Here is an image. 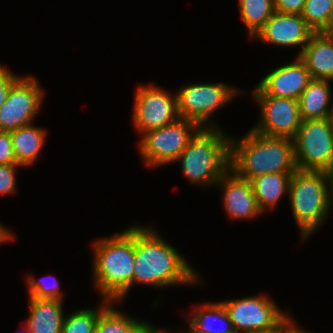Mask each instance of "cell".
I'll use <instances>...</instances> for the list:
<instances>
[{
  "label": "cell",
  "instance_id": "obj_5",
  "mask_svg": "<svg viewBox=\"0 0 333 333\" xmlns=\"http://www.w3.org/2000/svg\"><path fill=\"white\" fill-rule=\"evenodd\" d=\"M331 173L297 169L291 176L288 196L301 238L305 240L322 225L329 213Z\"/></svg>",
  "mask_w": 333,
  "mask_h": 333
},
{
  "label": "cell",
  "instance_id": "obj_22",
  "mask_svg": "<svg viewBox=\"0 0 333 333\" xmlns=\"http://www.w3.org/2000/svg\"><path fill=\"white\" fill-rule=\"evenodd\" d=\"M240 17L247 27L249 35L256 33L274 14V0H239Z\"/></svg>",
  "mask_w": 333,
  "mask_h": 333
},
{
  "label": "cell",
  "instance_id": "obj_10",
  "mask_svg": "<svg viewBox=\"0 0 333 333\" xmlns=\"http://www.w3.org/2000/svg\"><path fill=\"white\" fill-rule=\"evenodd\" d=\"M43 97L44 90L35 77H20L11 86L7 99L0 107V131L11 132L32 124Z\"/></svg>",
  "mask_w": 333,
  "mask_h": 333
},
{
  "label": "cell",
  "instance_id": "obj_1",
  "mask_svg": "<svg viewBox=\"0 0 333 333\" xmlns=\"http://www.w3.org/2000/svg\"><path fill=\"white\" fill-rule=\"evenodd\" d=\"M133 285L166 287L199 283L198 274L171 244L151 227L134 225Z\"/></svg>",
  "mask_w": 333,
  "mask_h": 333
},
{
  "label": "cell",
  "instance_id": "obj_29",
  "mask_svg": "<svg viewBox=\"0 0 333 333\" xmlns=\"http://www.w3.org/2000/svg\"><path fill=\"white\" fill-rule=\"evenodd\" d=\"M20 77L11 73L4 66L0 64V107L4 104L7 99L8 93L11 86L19 79Z\"/></svg>",
  "mask_w": 333,
  "mask_h": 333
},
{
  "label": "cell",
  "instance_id": "obj_6",
  "mask_svg": "<svg viewBox=\"0 0 333 333\" xmlns=\"http://www.w3.org/2000/svg\"><path fill=\"white\" fill-rule=\"evenodd\" d=\"M297 168L333 174L331 118L302 121L293 138Z\"/></svg>",
  "mask_w": 333,
  "mask_h": 333
},
{
  "label": "cell",
  "instance_id": "obj_8",
  "mask_svg": "<svg viewBox=\"0 0 333 333\" xmlns=\"http://www.w3.org/2000/svg\"><path fill=\"white\" fill-rule=\"evenodd\" d=\"M239 92L224 83L188 84L175 93L179 118L197 122L202 128H216L208 121L210 115Z\"/></svg>",
  "mask_w": 333,
  "mask_h": 333
},
{
  "label": "cell",
  "instance_id": "obj_38",
  "mask_svg": "<svg viewBox=\"0 0 333 333\" xmlns=\"http://www.w3.org/2000/svg\"><path fill=\"white\" fill-rule=\"evenodd\" d=\"M331 119H332V122H333V108H332Z\"/></svg>",
  "mask_w": 333,
  "mask_h": 333
},
{
  "label": "cell",
  "instance_id": "obj_36",
  "mask_svg": "<svg viewBox=\"0 0 333 333\" xmlns=\"http://www.w3.org/2000/svg\"><path fill=\"white\" fill-rule=\"evenodd\" d=\"M325 32L333 39V20L330 27Z\"/></svg>",
  "mask_w": 333,
  "mask_h": 333
},
{
  "label": "cell",
  "instance_id": "obj_13",
  "mask_svg": "<svg viewBox=\"0 0 333 333\" xmlns=\"http://www.w3.org/2000/svg\"><path fill=\"white\" fill-rule=\"evenodd\" d=\"M312 80L305 63L295 58L293 63L278 66L257 84L253 96H274L299 100Z\"/></svg>",
  "mask_w": 333,
  "mask_h": 333
},
{
  "label": "cell",
  "instance_id": "obj_34",
  "mask_svg": "<svg viewBox=\"0 0 333 333\" xmlns=\"http://www.w3.org/2000/svg\"><path fill=\"white\" fill-rule=\"evenodd\" d=\"M333 206V174H331V178L329 180V188H328V209Z\"/></svg>",
  "mask_w": 333,
  "mask_h": 333
},
{
  "label": "cell",
  "instance_id": "obj_9",
  "mask_svg": "<svg viewBox=\"0 0 333 333\" xmlns=\"http://www.w3.org/2000/svg\"><path fill=\"white\" fill-rule=\"evenodd\" d=\"M222 303L237 333L273 330L288 317L266 295L248 296Z\"/></svg>",
  "mask_w": 333,
  "mask_h": 333
},
{
  "label": "cell",
  "instance_id": "obj_2",
  "mask_svg": "<svg viewBox=\"0 0 333 333\" xmlns=\"http://www.w3.org/2000/svg\"><path fill=\"white\" fill-rule=\"evenodd\" d=\"M230 169L249 181L267 173L293 174L298 169L293 139L253 129L238 141L231 137Z\"/></svg>",
  "mask_w": 333,
  "mask_h": 333
},
{
  "label": "cell",
  "instance_id": "obj_17",
  "mask_svg": "<svg viewBox=\"0 0 333 333\" xmlns=\"http://www.w3.org/2000/svg\"><path fill=\"white\" fill-rule=\"evenodd\" d=\"M27 325L32 333H61L63 321L62 301L29 298Z\"/></svg>",
  "mask_w": 333,
  "mask_h": 333
},
{
  "label": "cell",
  "instance_id": "obj_3",
  "mask_svg": "<svg viewBox=\"0 0 333 333\" xmlns=\"http://www.w3.org/2000/svg\"><path fill=\"white\" fill-rule=\"evenodd\" d=\"M93 245L94 287L104 299L122 301L133 286L134 226Z\"/></svg>",
  "mask_w": 333,
  "mask_h": 333
},
{
  "label": "cell",
  "instance_id": "obj_24",
  "mask_svg": "<svg viewBox=\"0 0 333 333\" xmlns=\"http://www.w3.org/2000/svg\"><path fill=\"white\" fill-rule=\"evenodd\" d=\"M301 17L314 32H325L333 20V0H306Z\"/></svg>",
  "mask_w": 333,
  "mask_h": 333
},
{
  "label": "cell",
  "instance_id": "obj_21",
  "mask_svg": "<svg viewBox=\"0 0 333 333\" xmlns=\"http://www.w3.org/2000/svg\"><path fill=\"white\" fill-rule=\"evenodd\" d=\"M292 174L267 173L251 179L254 195L259 209L274 208L283 194L289 193Z\"/></svg>",
  "mask_w": 333,
  "mask_h": 333
},
{
  "label": "cell",
  "instance_id": "obj_30",
  "mask_svg": "<svg viewBox=\"0 0 333 333\" xmlns=\"http://www.w3.org/2000/svg\"><path fill=\"white\" fill-rule=\"evenodd\" d=\"M306 0H274V9L280 13L301 14Z\"/></svg>",
  "mask_w": 333,
  "mask_h": 333
},
{
  "label": "cell",
  "instance_id": "obj_4",
  "mask_svg": "<svg viewBox=\"0 0 333 333\" xmlns=\"http://www.w3.org/2000/svg\"><path fill=\"white\" fill-rule=\"evenodd\" d=\"M216 128H202L176 161L185 177L201 186H213L230 169L231 137Z\"/></svg>",
  "mask_w": 333,
  "mask_h": 333
},
{
  "label": "cell",
  "instance_id": "obj_14",
  "mask_svg": "<svg viewBox=\"0 0 333 333\" xmlns=\"http://www.w3.org/2000/svg\"><path fill=\"white\" fill-rule=\"evenodd\" d=\"M314 31L307 25L301 14L280 13L275 11L271 18L253 37L277 46H301V54Z\"/></svg>",
  "mask_w": 333,
  "mask_h": 333
},
{
  "label": "cell",
  "instance_id": "obj_37",
  "mask_svg": "<svg viewBox=\"0 0 333 333\" xmlns=\"http://www.w3.org/2000/svg\"><path fill=\"white\" fill-rule=\"evenodd\" d=\"M25 330H26V331H25L26 333H32V331L29 329V327H28L27 324H26Z\"/></svg>",
  "mask_w": 333,
  "mask_h": 333
},
{
  "label": "cell",
  "instance_id": "obj_19",
  "mask_svg": "<svg viewBox=\"0 0 333 333\" xmlns=\"http://www.w3.org/2000/svg\"><path fill=\"white\" fill-rule=\"evenodd\" d=\"M192 315L188 333H237L222 302L203 304L199 309L195 308Z\"/></svg>",
  "mask_w": 333,
  "mask_h": 333
},
{
  "label": "cell",
  "instance_id": "obj_31",
  "mask_svg": "<svg viewBox=\"0 0 333 333\" xmlns=\"http://www.w3.org/2000/svg\"><path fill=\"white\" fill-rule=\"evenodd\" d=\"M283 333H311V331H305L302 328L300 329L294 324L293 320H291V317L288 316L283 321Z\"/></svg>",
  "mask_w": 333,
  "mask_h": 333
},
{
  "label": "cell",
  "instance_id": "obj_15",
  "mask_svg": "<svg viewBox=\"0 0 333 333\" xmlns=\"http://www.w3.org/2000/svg\"><path fill=\"white\" fill-rule=\"evenodd\" d=\"M222 191L224 208L234 219L255 218L263 212L259 209L251 181L239 177L229 169L216 184Z\"/></svg>",
  "mask_w": 333,
  "mask_h": 333
},
{
  "label": "cell",
  "instance_id": "obj_23",
  "mask_svg": "<svg viewBox=\"0 0 333 333\" xmlns=\"http://www.w3.org/2000/svg\"><path fill=\"white\" fill-rule=\"evenodd\" d=\"M113 303L99 315L95 333H137L146 321L125 315L116 310Z\"/></svg>",
  "mask_w": 333,
  "mask_h": 333
},
{
  "label": "cell",
  "instance_id": "obj_7",
  "mask_svg": "<svg viewBox=\"0 0 333 333\" xmlns=\"http://www.w3.org/2000/svg\"><path fill=\"white\" fill-rule=\"evenodd\" d=\"M201 129L197 122L178 118L159 129L143 133L140 155L146 166L152 168L173 163Z\"/></svg>",
  "mask_w": 333,
  "mask_h": 333
},
{
  "label": "cell",
  "instance_id": "obj_35",
  "mask_svg": "<svg viewBox=\"0 0 333 333\" xmlns=\"http://www.w3.org/2000/svg\"><path fill=\"white\" fill-rule=\"evenodd\" d=\"M253 333H283V322L273 330L265 331V332H253Z\"/></svg>",
  "mask_w": 333,
  "mask_h": 333
},
{
  "label": "cell",
  "instance_id": "obj_25",
  "mask_svg": "<svg viewBox=\"0 0 333 333\" xmlns=\"http://www.w3.org/2000/svg\"><path fill=\"white\" fill-rule=\"evenodd\" d=\"M104 300V306L99 309H82L65 316L61 333H95L99 315L113 302Z\"/></svg>",
  "mask_w": 333,
  "mask_h": 333
},
{
  "label": "cell",
  "instance_id": "obj_12",
  "mask_svg": "<svg viewBox=\"0 0 333 333\" xmlns=\"http://www.w3.org/2000/svg\"><path fill=\"white\" fill-rule=\"evenodd\" d=\"M260 105L259 123L252 128L270 137L293 139L302 123L299 100L274 96H253Z\"/></svg>",
  "mask_w": 333,
  "mask_h": 333
},
{
  "label": "cell",
  "instance_id": "obj_32",
  "mask_svg": "<svg viewBox=\"0 0 333 333\" xmlns=\"http://www.w3.org/2000/svg\"><path fill=\"white\" fill-rule=\"evenodd\" d=\"M14 235L10 232V230L7 229V227H4L0 224V244L5 243L7 241L14 240Z\"/></svg>",
  "mask_w": 333,
  "mask_h": 333
},
{
  "label": "cell",
  "instance_id": "obj_33",
  "mask_svg": "<svg viewBox=\"0 0 333 333\" xmlns=\"http://www.w3.org/2000/svg\"><path fill=\"white\" fill-rule=\"evenodd\" d=\"M137 333H167L166 331H161L156 327H153L149 322H145L137 331Z\"/></svg>",
  "mask_w": 333,
  "mask_h": 333
},
{
  "label": "cell",
  "instance_id": "obj_11",
  "mask_svg": "<svg viewBox=\"0 0 333 333\" xmlns=\"http://www.w3.org/2000/svg\"><path fill=\"white\" fill-rule=\"evenodd\" d=\"M133 123L138 132L159 129L179 118L176 94L156 86H139L134 97Z\"/></svg>",
  "mask_w": 333,
  "mask_h": 333
},
{
  "label": "cell",
  "instance_id": "obj_18",
  "mask_svg": "<svg viewBox=\"0 0 333 333\" xmlns=\"http://www.w3.org/2000/svg\"><path fill=\"white\" fill-rule=\"evenodd\" d=\"M329 80L312 79L299 98L303 121L331 118L333 103ZM330 105V106H329Z\"/></svg>",
  "mask_w": 333,
  "mask_h": 333
},
{
  "label": "cell",
  "instance_id": "obj_26",
  "mask_svg": "<svg viewBox=\"0 0 333 333\" xmlns=\"http://www.w3.org/2000/svg\"><path fill=\"white\" fill-rule=\"evenodd\" d=\"M42 280H37L34 276L27 277V286L29 292V298L35 299H57L62 300V293H60V286L58 285V279H55L49 284H44Z\"/></svg>",
  "mask_w": 333,
  "mask_h": 333
},
{
  "label": "cell",
  "instance_id": "obj_27",
  "mask_svg": "<svg viewBox=\"0 0 333 333\" xmlns=\"http://www.w3.org/2000/svg\"><path fill=\"white\" fill-rule=\"evenodd\" d=\"M18 163L0 165V195L11 194L16 190L15 170Z\"/></svg>",
  "mask_w": 333,
  "mask_h": 333
},
{
  "label": "cell",
  "instance_id": "obj_28",
  "mask_svg": "<svg viewBox=\"0 0 333 333\" xmlns=\"http://www.w3.org/2000/svg\"><path fill=\"white\" fill-rule=\"evenodd\" d=\"M16 163L10 132L0 131V165Z\"/></svg>",
  "mask_w": 333,
  "mask_h": 333
},
{
  "label": "cell",
  "instance_id": "obj_16",
  "mask_svg": "<svg viewBox=\"0 0 333 333\" xmlns=\"http://www.w3.org/2000/svg\"><path fill=\"white\" fill-rule=\"evenodd\" d=\"M299 58L312 79L333 80V39L326 32H314Z\"/></svg>",
  "mask_w": 333,
  "mask_h": 333
},
{
  "label": "cell",
  "instance_id": "obj_20",
  "mask_svg": "<svg viewBox=\"0 0 333 333\" xmlns=\"http://www.w3.org/2000/svg\"><path fill=\"white\" fill-rule=\"evenodd\" d=\"M16 163L30 166L38 157L46 140V130L32 124L10 132Z\"/></svg>",
  "mask_w": 333,
  "mask_h": 333
}]
</instances>
